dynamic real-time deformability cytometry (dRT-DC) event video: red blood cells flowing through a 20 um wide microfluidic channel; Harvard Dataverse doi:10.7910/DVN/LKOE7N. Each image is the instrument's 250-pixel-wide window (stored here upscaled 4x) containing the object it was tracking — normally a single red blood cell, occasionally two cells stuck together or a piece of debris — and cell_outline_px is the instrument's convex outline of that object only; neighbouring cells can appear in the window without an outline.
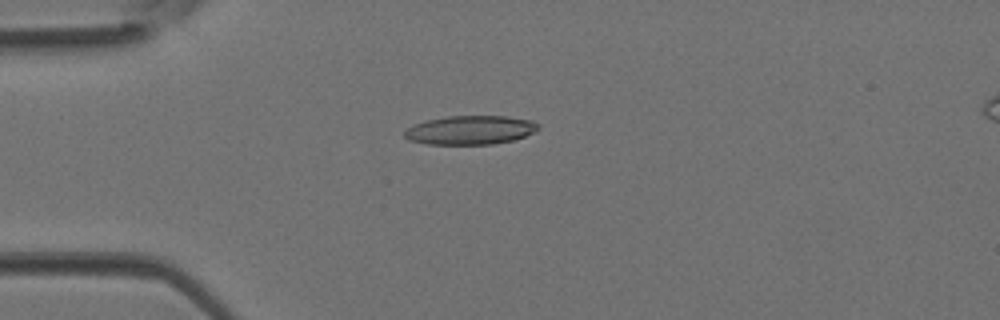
{"species": "Egyptian fruit bat (a non-hibernating species)", "species_latin": "Rousettus aegyptiacus", "temperature_condition": "room temperature", "stored_images_in_passage": 4, "camera_frame_rate_fps": 3000, "um_per_image_px": 0.085, "animal": {"sex": "female"}, "frame": {"image": 1, "passage_image": 3, "time_ms": 0.667, "image_size_px": [1000, 320], "cell_outline_px": [[540, 128], [536, 132], [516, 140], [492, 144], [428, 144], [408, 140], [404, 136], [404, 132], [412, 124], [428, 120], [448, 116], [508, 116], [532, 120], [540, 124]], "centroid_in_image_um": [40.03, 11.05], "position_along_channel_um": 45.0, "area_um2": 22.77}}